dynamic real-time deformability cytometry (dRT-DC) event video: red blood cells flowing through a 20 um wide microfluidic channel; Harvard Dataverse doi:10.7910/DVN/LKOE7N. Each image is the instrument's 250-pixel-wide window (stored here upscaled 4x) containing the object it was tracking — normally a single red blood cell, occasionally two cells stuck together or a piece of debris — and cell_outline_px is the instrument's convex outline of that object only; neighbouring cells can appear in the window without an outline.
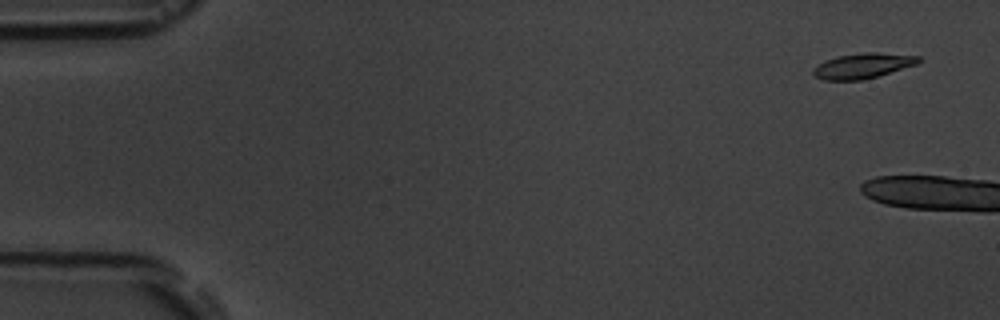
{"species": "common noctule bat (a hibernating species)", "species_latin": "Nyctalus noctula", "temperature_condition": "room temperature", "stored_images_in_passage": 2, "camera_frame_rate_fps": 3000, "um_per_image_px": 0.085, "animal": {"sex": "male", "body_mass_g": 19.5, "forearm_length_mm": 54.6}, "frame": {"image": 1, "passage_image": 1, "time_ms": 0.0, "image_size_px": [1000, 320], "cell_outline_px": [[924, 60], [916, 64], [864, 80], [824, 80], [816, 76], [812, 72], [812, 68], [836, 56], [864, 52], [876, 52], [920, 56]], "centroid_in_image_um": [73.37, 5.58], "position_along_channel_um": 11.6, "area_um2": 15.37}}